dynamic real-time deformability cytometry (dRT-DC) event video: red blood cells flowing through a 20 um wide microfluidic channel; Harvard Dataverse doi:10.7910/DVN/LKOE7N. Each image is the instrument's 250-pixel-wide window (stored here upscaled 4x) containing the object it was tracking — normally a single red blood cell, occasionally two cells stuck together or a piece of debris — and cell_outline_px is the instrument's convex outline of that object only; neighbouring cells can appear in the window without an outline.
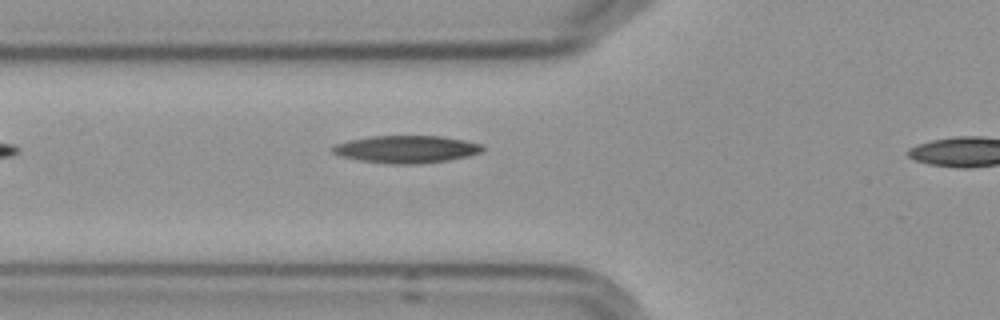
{"species": "Egyptian fruit bat (a non-hibernating species)", "species_latin": "Rousettus aegyptiacus", "temperature_condition": "cold", "stored_images_in_passage": 8, "segment_of_instrument_passage": [1, 2], "camera_frame_rate_fps": 3000, "um_per_image_px": 0.085, "frame": {"image": 1, "passage_image": 7, "time_ms": 7.333, "image_size_px": [1000, 320], "cell_outline_px": [[484, 152], [468, 156], [448, 160], [420, 164], [392, 164], [360, 160], [340, 156], [332, 152], [328, 148], [336, 144], [348, 140], [372, 136], [444, 136], [484, 144]], "centroid_in_image_um": [34.56, 12.68], "position_along_channel_um": 91.2, "area_um2": 24.22}}